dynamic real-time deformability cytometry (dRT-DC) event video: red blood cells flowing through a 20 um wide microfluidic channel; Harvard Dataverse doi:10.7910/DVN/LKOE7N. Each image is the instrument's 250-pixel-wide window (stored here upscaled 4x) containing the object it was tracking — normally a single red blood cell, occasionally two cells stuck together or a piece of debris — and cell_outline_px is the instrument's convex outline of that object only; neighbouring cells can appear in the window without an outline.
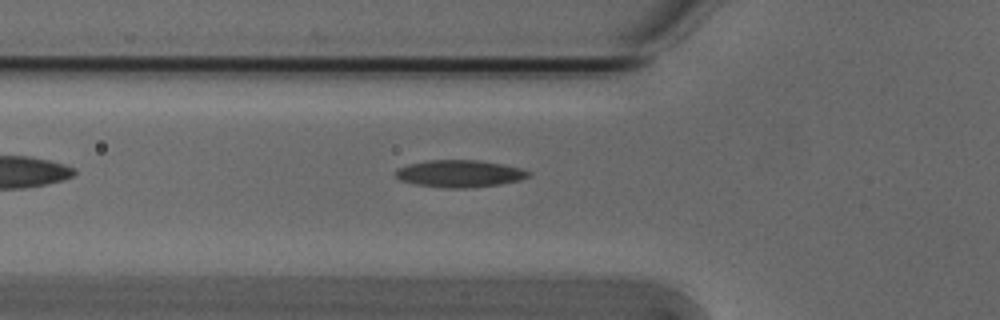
{"species": "Egyptian fruit bat (a non-hibernating species)", "species_latin": "Rousettus aegyptiacus", "temperature_condition": "cold", "stored_images_in_passage": 32, "camera_frame_rate_fps": 3000, "um_per_image_px": 0.085, "animal": {"sex": "male"}, "frame": {"image": 1, "passage_image": 2, "time_ms": 0.333, "image_size_px": [1000, 320], "cell_outline_px": [[532, 172], [528, 176], [520, 180], [500, 184], [472, 188], [440, 188], [416, 184], [400, 180], [392, 172], [396, 168], [408, 164], [428, 160], [476, 160], [504, 164], [520, 168]], "centroid_in_image_um": [39.03, 14.76], "position_along_channel_um": 86.8, "area_um2": 21.27}}
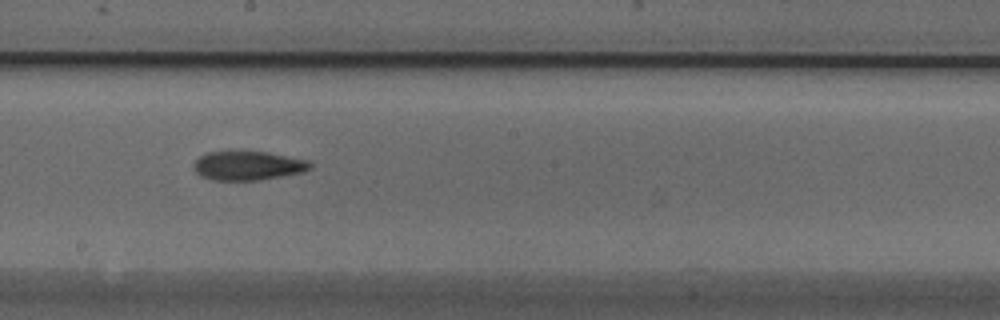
{"frame": {"image": 2, "passage_image": 13, "time_ms": 4.0, "image_size_px": [1000, 320], "cell_outline_px": [[312, 168], [304, 172], [260, 180], [212, 180], [200, 176], [192, 168], [192, 164], [200, 156], [208, 152], [268, 152], [308, 160], [312, 164]], "centroid_in_image_um": [21.08, 14.09], "position_along_channel_um": 227.1, "area_um2": 19.77}}
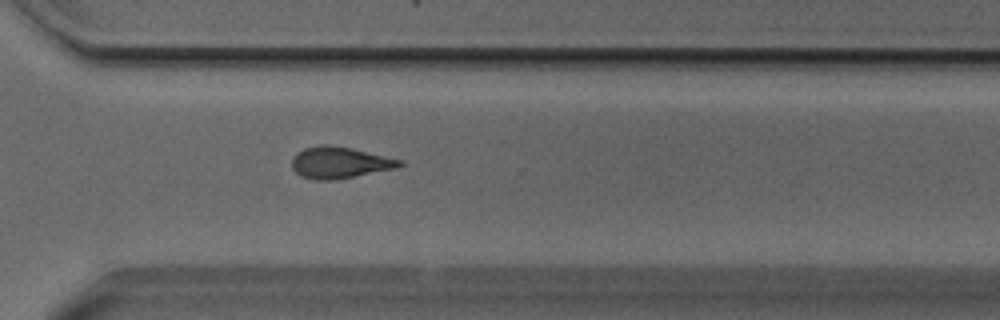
{"frame": {"image": 3, "passage_image": 22, "time_ms": 7.0, "image_size_px": [1000, 320], "cell_outline_px": [[404, 164], [400, 168], [336, 180], [312, 180], [300, 176], [292, 168], [292, 160], [296, 152], [304, 148], [328, 144], [352, 148], [404, 160]], "centroid_in_image_um": [28.92, 13.83], "position_along_channel_um": 341.7, "area_um2": 20.17}}